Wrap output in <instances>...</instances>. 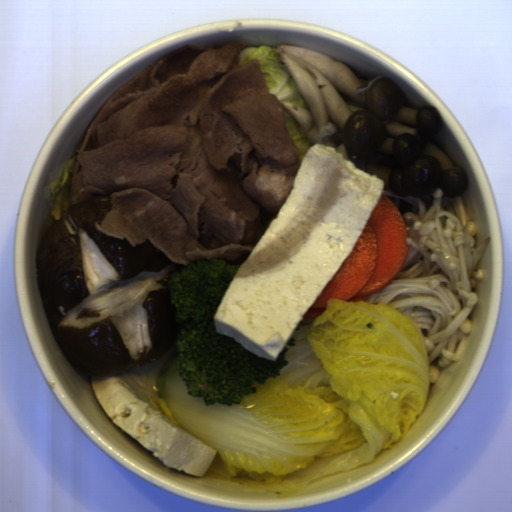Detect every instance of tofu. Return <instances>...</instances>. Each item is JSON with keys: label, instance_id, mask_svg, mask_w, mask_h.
<instances>
[{"label": "tofu", "instance_id": "ead7c124", "mask_svg": "<svg viewBox=\"0 0 512 512\" xmlns=\"http://www.w3.org/2000/svg\"><path fill=\"white\" fill-rule=\"evenodd\" d=\"M91 387L104 413L163 466L202 478L218 452L185 433L161 411L139 399L119 375L91 376Z\"/></svg>", "mask_w": 512, "mask_h": 512}, {"label": "tofu", "instance_id": "5b9d583a", "mask_svg": "<svg viewBox=\"0 0 512 512\" xmlns=\"http://www.w3.org/2000/svg\"><path fill=\"white\" fill-rule=\"evenodd\" d=\"M385 186L338 149L314 143L277 218L225 291L216 333L276 360L352 253Z\"/></svg>", "mask_w": 512, "mask_h": 512}]
</instances>
